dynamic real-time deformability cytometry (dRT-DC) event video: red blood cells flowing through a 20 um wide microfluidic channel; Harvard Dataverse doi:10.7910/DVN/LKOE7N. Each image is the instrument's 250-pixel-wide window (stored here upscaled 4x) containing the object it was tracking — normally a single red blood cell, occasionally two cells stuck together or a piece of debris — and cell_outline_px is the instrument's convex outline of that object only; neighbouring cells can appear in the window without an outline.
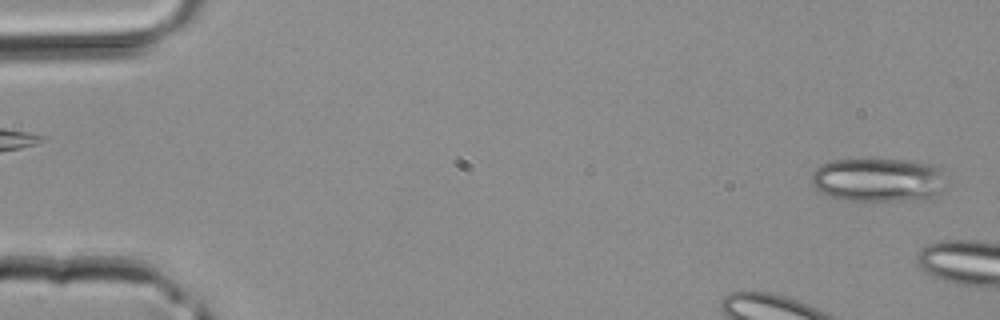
{"species": "common noctule bat (a hibernating species)", "species_latin": "Nyctalus noctula", "temperature_condition": "room temperature", "stored_images_in_passage": 4, "camera_frame_rate_fps": 3000, "um_per_image_px": 0.085, "animal": {"sex": "male", "body_mass_g": 20.4}, "frame": {"image": 1, "passage_image": 1, "time_ms": 0.0, "image_size_px": [1000, 320], "cell_outline_px": [[944, 188], [940, 192], [932, 196], [904, 200], [840, 200], [828, 196], [820, 192], [812, 184], [812, 172], [820, 164], [832, 160], [900, 160], [932, 164], [944, 168]], "centroid_in_image_um": [74.63, 15.28], "position_along_channel_um": 10.4, "area_um2": 34.28}}